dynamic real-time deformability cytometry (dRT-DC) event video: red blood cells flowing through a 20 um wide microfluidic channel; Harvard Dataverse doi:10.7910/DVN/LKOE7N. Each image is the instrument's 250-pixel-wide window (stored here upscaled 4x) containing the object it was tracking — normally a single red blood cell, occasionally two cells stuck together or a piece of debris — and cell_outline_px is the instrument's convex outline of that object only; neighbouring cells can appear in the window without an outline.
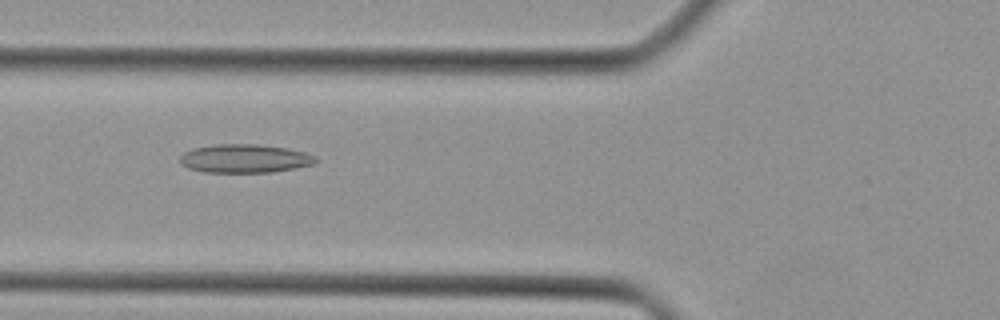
{"species": "Egyptian fruit bat (a non-hibernating species)", "species_latin": "Rousettus aegyptiacus", "temperature_condition": "cold", "stored_images_in_passage": 43, "camera_frame_rate_fps": 3000, "um_per_image_px": 0.085, "animal": {"sex": "female"}, "frame": {"image": 1, "passage_image": 16, "time_ms": 5.0, "image_size_px": [1000, 320], "cell_outline_px": [[320, 160], [316, 164], [296, 168], [272, 172], [204, 172], [188, 168], [180, 164], [180, 156], [184, 152], [192, 148], [216, 144], [256, 144], [288, 148], [304, 152], [316, 156]], "centroid_in_image_um": [20.83, 13.47], "position_along_channel_um": 105.0, "area_um2": 22.83}}
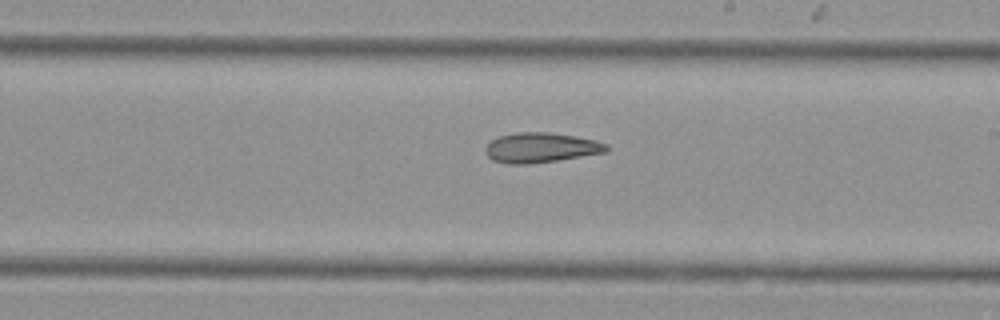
{"frame": {"image": 2, "passage_image": 25, "time_ms": 8.0, "image_size_px": [1000, 320], "cell_outline_px": [[608, 152], [556, 160], [528, 164], [508, 164], [492, 160], [484, 152], [484, 148], [492, 140], [500, 136], [516, 132], [548, 132], [596, 140], [608, 144]], "centroid_in_image_um": [45.96, 12.55], "position_along_channel_um": 243.0, "area_um2": 21.04}}
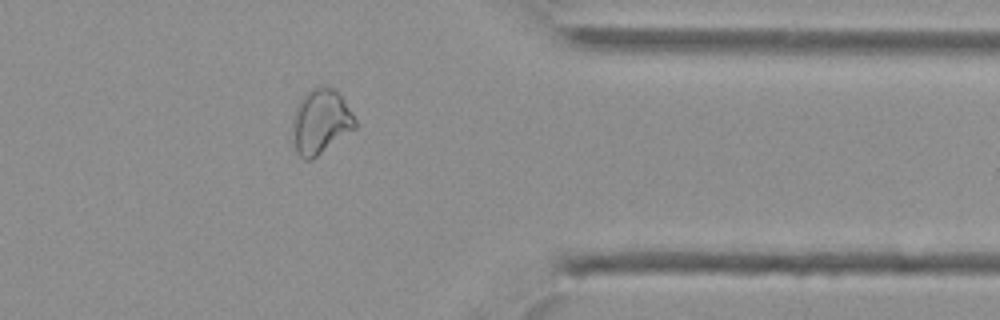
{"frame": {"image": 3, "passage_image": 35, "time_ms": 11.333, "image_size_px": [1000, 320], "cell_outline_px": [[356, 128], [312, 160], [304, 160], [296, 152], [292, 132], [292, 116], [296, 104], [312, 88], [324, 84], [336, 88], [356, 120]], "centroid_in_image_um": [27.24, 10.33], "position_along_channel_um": 384.2, "area_um2": 23.93}}